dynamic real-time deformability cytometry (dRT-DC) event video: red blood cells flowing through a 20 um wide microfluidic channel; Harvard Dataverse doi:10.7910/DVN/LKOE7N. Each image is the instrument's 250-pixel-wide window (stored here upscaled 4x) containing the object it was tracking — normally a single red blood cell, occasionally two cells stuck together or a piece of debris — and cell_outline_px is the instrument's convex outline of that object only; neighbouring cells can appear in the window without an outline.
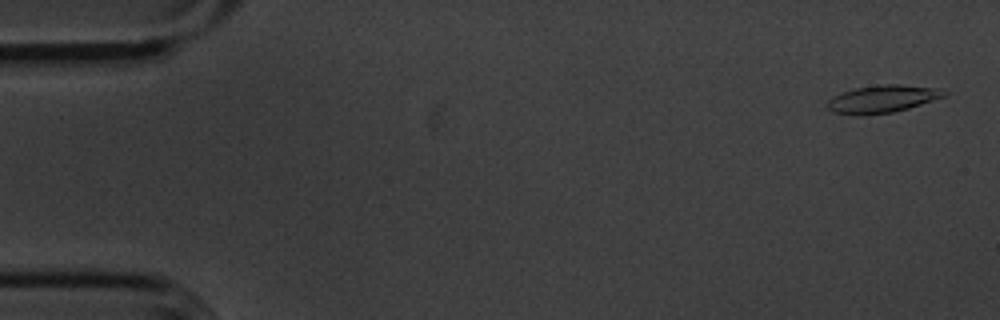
{"species": "common noctule bat (a hibernating species)", "species_latin": "Nyctalus noctula", "temperature_condition": "cold", "stored_images_in_passage": 55, "camera_frame_rate_fps": 3000, "um_per_image_px": 0.085, "animal": {"sex": "male", "body_mass_g": 20.1, "forearm_length_mm": 53.5}, "frame": {"image": 1, "passage_image": 2, "time_ms": 0.333, "image_size_px": [1000, 320], "cell_outline_px": [[948, 92], [944, 96], [908, 108], [892, 112], [832, 112], [828, 108], [828, 100], [840, 92], [856, 88], [884, 84], [900, 84], [936, 88]], "centroid_in_image_um": [75.04, 8.35], "position_along_channel_um": 10.0, "area_um2": 17.69}}
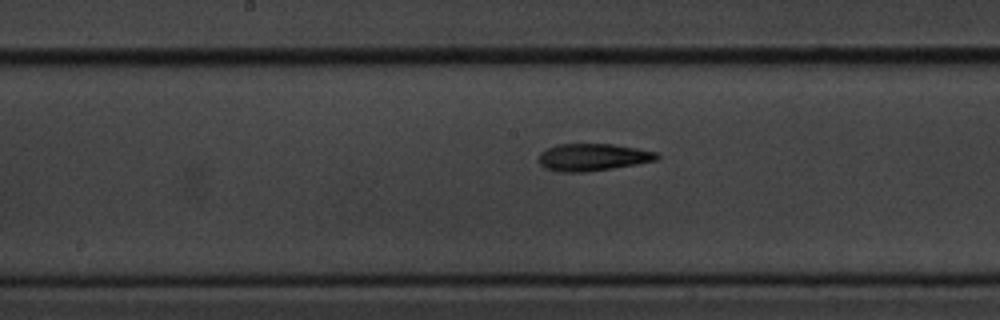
{"frame": {"image": 2, "passage_image": 28, "time_ms": 9.0, "image_size_px": [1000, 320], "cell_outline_px": [[660, 156], [656, 160], [636, 164], [612, 168], [584, 172], [560, 172], [544, 168], [540, 164], [540, 152], [556, 144], [612, 144], [636, 148], [656, 152]], "centroid_in_image_um": [50.37, 13.36], "position_along_channel_um": 197.8, "area_um2": 18.61}}
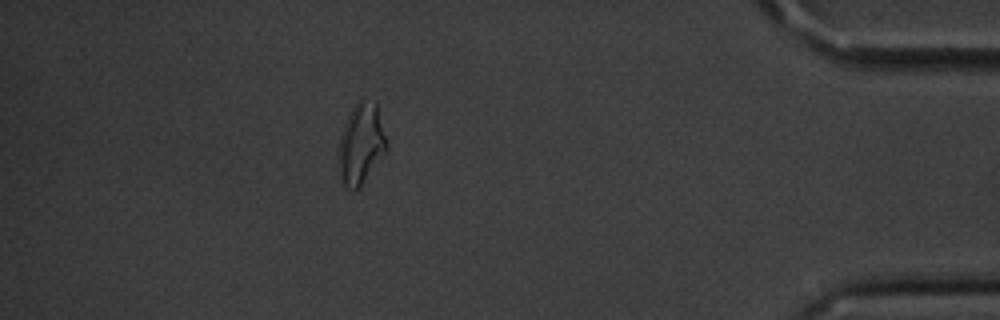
{"frame": {"image": 3, "passage_image": 49, "time_ms": 16.0, "image_size_px": [1000, 320], "cell_outline_px": [[388, 148], [360, 188], [352, 192], [340, 180], [336, 168], [340, 140], [344, 124], [352, 108], [360, 96], [376, 100], [388, 144]], "centroid_in_image_um": [30.68, 12.22], "position_along_channel_um": 404.5, "area_um2": 23.35}, "authors_computed_cell_mechanics": {"area_um2": 18.6116, "velocity_mm_per_s": 3.6024, "shape_relaxation_time_tau1_ms": 4.2869, "shape_relaxation_time_tau2_ms": 4.0016, "deformation_change_tau1": 0.1898, "deformation_change_tau2": 0.1447}}